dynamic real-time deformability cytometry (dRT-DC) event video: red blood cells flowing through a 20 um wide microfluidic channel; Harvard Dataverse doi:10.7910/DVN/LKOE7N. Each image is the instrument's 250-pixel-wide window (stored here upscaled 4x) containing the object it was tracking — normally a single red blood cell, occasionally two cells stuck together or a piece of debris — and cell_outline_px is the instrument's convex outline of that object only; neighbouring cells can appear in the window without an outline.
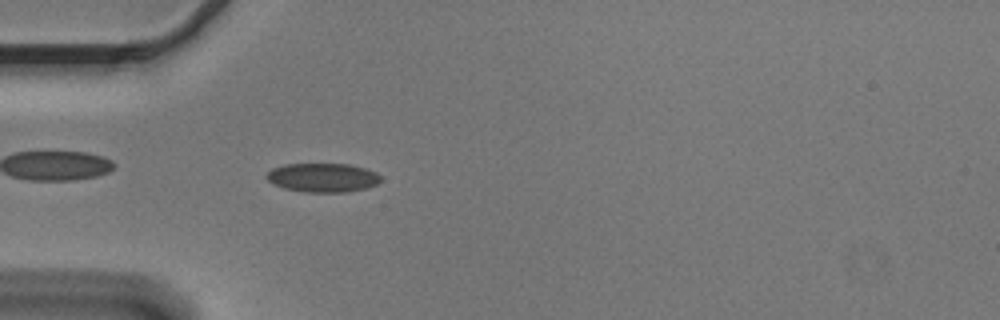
{"species": "Egyptian fruit bat (a non-hibernating species)", "species_latin": "Rousettus aegyptiacus", "temperature_condition": "cold", "stored_images_in_passage": 42, "camera_frame_rate_fps": 3000, "um_per_image_px": 0.085, "animal": {"sex": "male"}, "frame": {"image": 1, "passage_image": 3, "time_ms": 0.667, "image_size_px": [1000, 320], "cell_outline_px": [[380, 180], [376, 184], [368, 188], [348, 192], [304, 192], [284, 188], [268, 180], [264, 176], [272, 168], [284, 164], [348, 164], [364, 168], [376, 172], [380, 176]], "centroid_in_image_um": [27.43, 15.1], "position_along_channel_um": 57.6, "area_um2": 19.25}}
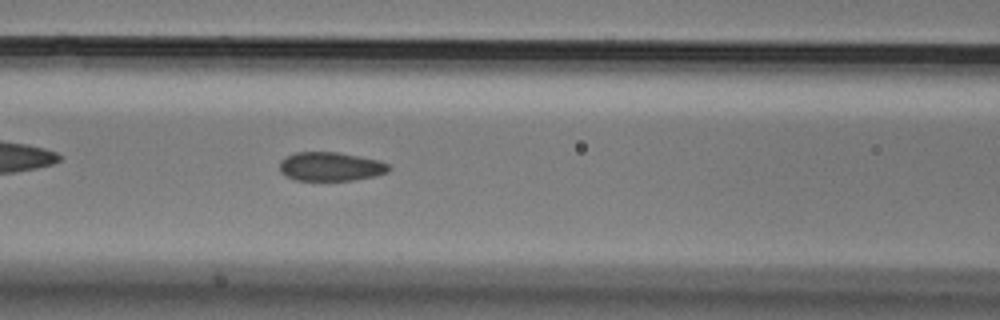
{"frame": {"image": 2, "passage_image": 10, "time_ms": 3.0, "image_size_px": [1000, 320], "cell_outline_px": [[392, 168], [388, 172], [372, 176], [352, 180], [296, 180], [284, 176], [280, 172], [280, 160], [296, 152], [336, 152], [380, 160], [388, 164]], "centroid_in_image_um": [28.09, 14.16], "position_along_channel_um": 138.5, "area_um2": 18.32}}
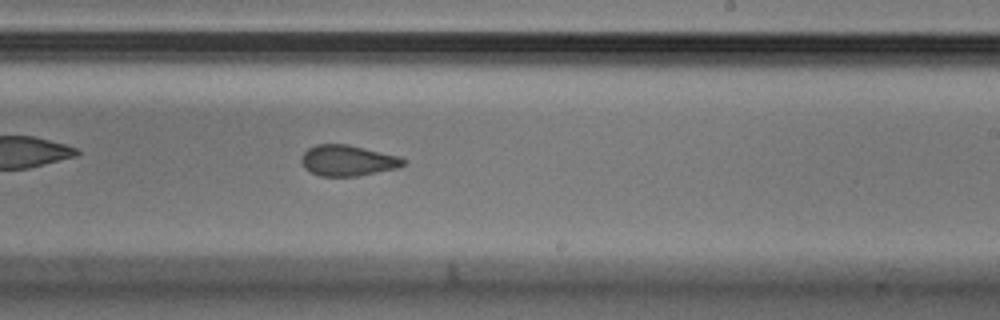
{"frame": {"image": 3, "passage_image": 20, "time_ms": 6.333, "image_size_px": [1000, 320], "cell_outline_px": [[408, 160], [404, 164], [396, 168], [356, 176], [320, 176], [304, 168], [300, 160], [300, 156], [308, 148], [316, 144], [348, 144], [400, 156]], "centroid_in_image_um": [29.54, 13.63], "position_along_channel_um": 259.5, "area_um2": 18.38}, "authors_computed_cell_mechanics": {"area_um2": 19.2185, "velocity_mm_per_s": 3.6324, "shape_relaxation_time_tau1_ms": null, "shape_relaxation_time_tau2_ms": 1.7128, "deformation_change_tau1": null, "deformation_change_tau2": 0.0679}}